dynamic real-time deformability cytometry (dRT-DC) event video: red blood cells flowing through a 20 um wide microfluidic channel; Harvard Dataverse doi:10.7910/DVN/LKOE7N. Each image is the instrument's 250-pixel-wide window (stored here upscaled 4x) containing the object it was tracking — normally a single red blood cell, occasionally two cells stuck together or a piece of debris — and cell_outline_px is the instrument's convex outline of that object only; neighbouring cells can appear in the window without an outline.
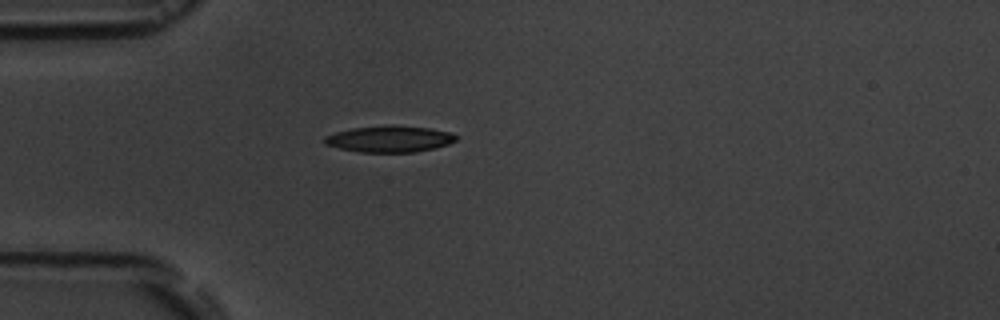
{"species": "common noctule bat (a hibernating species)", "species_latin": "Nyctalus noctula", "temperature_condition": "room temperature", "stored_images_in_passage": 6, "camera_frame_rate_fps": 3000, "um_per_image_px": 0.085, "animal": {"sex": "male", "body_mass_g": 19.5, "forearm_length_mm": 54.6}, "frame": {"image": 1, "passage_image": 6, "time_ms": 6.0, "image_size_px": [1000, 320], "cell_outline_px": [[456, 140], [448, 144], [432, 148], [412, 152], [360, 152], [340, 148], [324, 144], [324, 136], [336, 132], [352, 128], [392, 124], [428, 128], [452, 132], [456, 136]], "centroid_in_image_um": [33.09, 11.8], "position_along_channel_um": 51.9, "area_um2": 20.17}}